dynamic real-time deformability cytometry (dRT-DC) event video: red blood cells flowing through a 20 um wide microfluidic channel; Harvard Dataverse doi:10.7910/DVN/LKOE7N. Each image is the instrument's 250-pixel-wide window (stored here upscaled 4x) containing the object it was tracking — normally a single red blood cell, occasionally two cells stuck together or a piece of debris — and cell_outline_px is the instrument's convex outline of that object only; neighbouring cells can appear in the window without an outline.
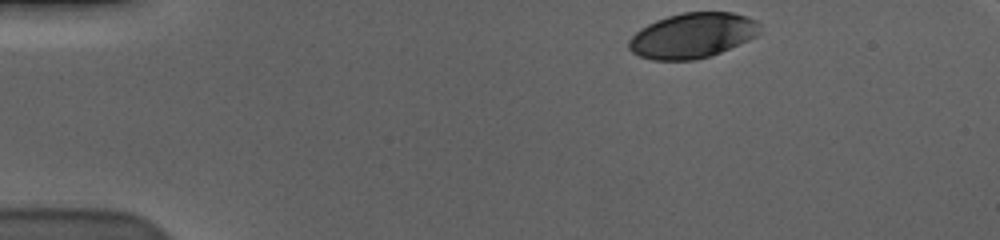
{"species": "human", "species_latin": "Homo sapiens", "temperature_condition": "cold", "stored_images_in_passage": 41, "camera_frame_rate_fps": 3000, "um_per_image_px": 0.085, "donor": {"sex": "male"}, "frame": {"image": 1, "passage_image": 1, "time_ms": 0.0, "image_size_px": [1000, 240], "cell_outline_px": [[760, 32], [756, 36], [748, 40], [720, 52], [708, 56], [692, 60], [652, 60], [640, 56], [632, 52], [628, 48], [628, 40], [640, 28], [656, 20], [668, 16], [684, 12], [732, 12], [748, 16], [756, 20], [760, 24]], "centroid_in_image_um": [58.86, 3.01], "position_along_channel_um": 26.1, "area_um2": 34.45}}
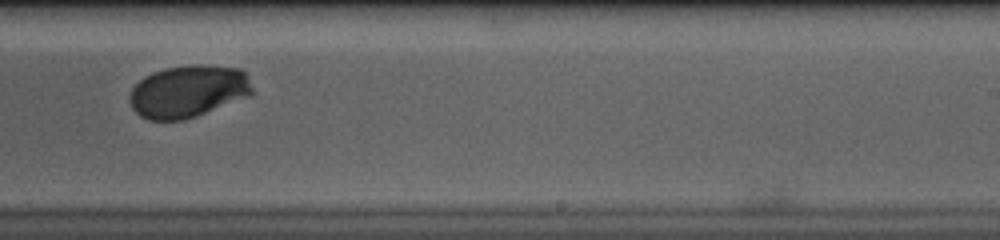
{"frame": {"image": 2, "passage_image": 29, "time_ms": 9.333, "image_size_px": [1000, 240], "cell_outline_px": [[252, 96], [196, 116], [184, 120], [148, 120], [140, 116], [132, 108], [128, 100], [128, 96], [132, 88], [144, 76], [152, 72], [164, 68], [192, 64], [200, 64], [240, 68], [248, 76], [252, 88]], "centroid_in_image_um": [15.99, 7.76], "position_along_channel_um": 273.0, "area_um2": 37.86}}
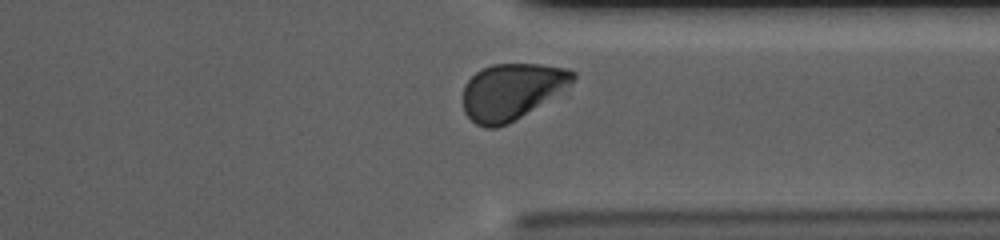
{"frame": {"image": 3, "passage_image": 37, "time_ms": 12.0, "image_size_px": [1000, 240], "cell_outline_px": [[576, 76], [568, 96], [508, 124], [496, 128], [484, 128], [476, 124], [464, 112], [464, 84], [476, 72], [492, 64], [540, 64], [568, 68], [576, 72]], "centroid_in_image_um": [43.68, 7.81], "position_along_channel_um": 367.7, "area_um2": 37.97}, "authors_computed_cell_mechanics": {"area_um2": 37.0498, "velocity_mm_per_s": 3.5411, "shape_relaxation_time_tau1_ms": 4.313, "shape_relaxation_time_tau2_ms": null, "deformation_change_tau1": 0.1755, "deformation_change_tau2": null}}